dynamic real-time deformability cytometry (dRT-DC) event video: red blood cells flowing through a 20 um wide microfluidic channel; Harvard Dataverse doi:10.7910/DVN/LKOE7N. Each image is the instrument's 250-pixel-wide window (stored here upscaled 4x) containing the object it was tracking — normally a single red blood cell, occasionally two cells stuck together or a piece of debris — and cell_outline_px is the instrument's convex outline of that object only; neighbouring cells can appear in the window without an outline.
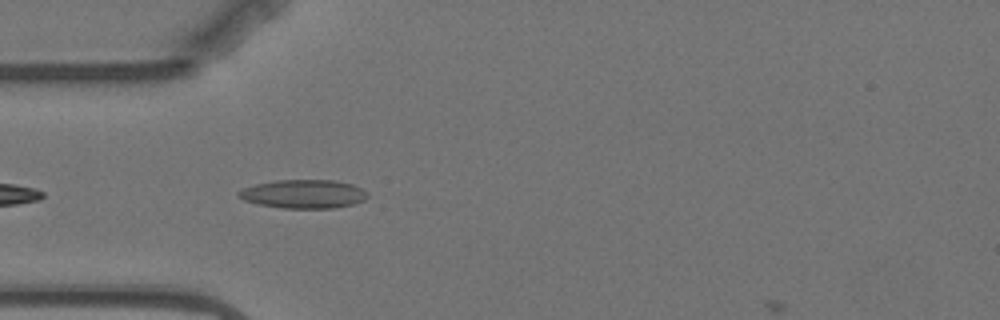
{"species": "Egyptian fruit bat (a non-hibernating species)", "species_latin": "Rousettus aegyptiacus", "temperature_condition": "warm", "stored_images_in_passage": 5, "camera_frame_rate_fps": 3000, "um_per_image_px": 0.085, "animal": {"sex": "female"}, "frame": {"image": 1, "passage_image": 5, "time_ms": 4.667, "image_size_px": [1000, 320], "cell_outline_px": [[368, 196], [364, 200], [352, 204], [336, 208], [284, 208], [260, 204], [244, 200], [236, 192], [244, 188], [256, 184], [276, 180], [332, 180], [352, 184], [368, 192]], "centroid_in_image_um": [25.83, 16.48], "position_along_channel_um": 59.2, "area_um2": 21.33}}